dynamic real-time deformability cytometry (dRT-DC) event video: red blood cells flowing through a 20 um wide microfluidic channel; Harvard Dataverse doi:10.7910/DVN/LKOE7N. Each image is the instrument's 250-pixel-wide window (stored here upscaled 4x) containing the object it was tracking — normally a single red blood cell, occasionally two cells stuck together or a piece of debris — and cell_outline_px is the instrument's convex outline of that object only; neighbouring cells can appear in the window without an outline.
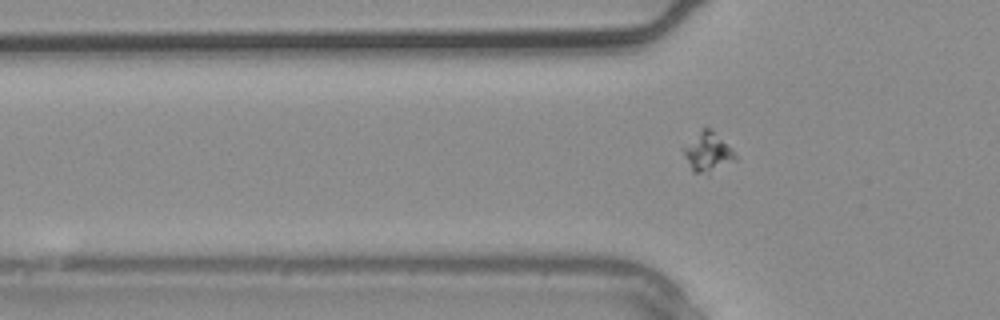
{"species": "common noctule bat (a hibernating species)", "species_latin": "Nyctalus noctula", "temperature_condition": "warm", "stored_images_in_passage": 3, "camera_frame_rate_fps": 3000, "um_per_image_px": 0.085, "animal": {"sex": "male", "body_mass_g": 20.4}, "frame": {"image": 1, "passage_image": 3, "time_ms": 0.667, "image_size_px": [1000, 320], "cell_outline_px": [[736, 160], [708, 176], [692, 172], [680, 148], [700, 128], [712, 128], [732, 148], [736, 156]], "centroid_in_image_um": [60.13, 12.94], "position_along_channel_um": 65.7, "area_um2": 12.6}}